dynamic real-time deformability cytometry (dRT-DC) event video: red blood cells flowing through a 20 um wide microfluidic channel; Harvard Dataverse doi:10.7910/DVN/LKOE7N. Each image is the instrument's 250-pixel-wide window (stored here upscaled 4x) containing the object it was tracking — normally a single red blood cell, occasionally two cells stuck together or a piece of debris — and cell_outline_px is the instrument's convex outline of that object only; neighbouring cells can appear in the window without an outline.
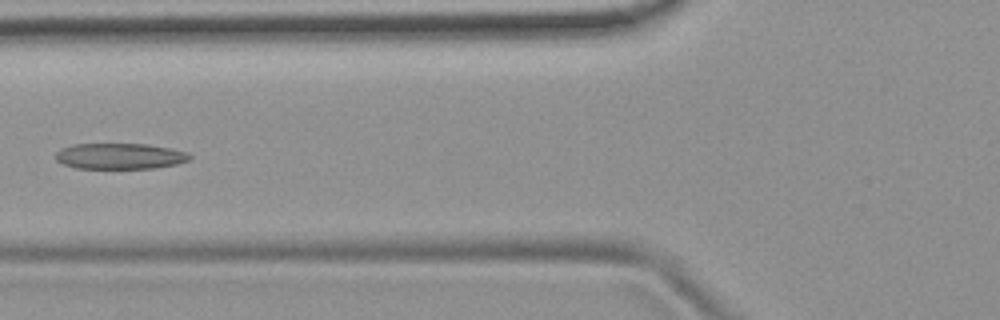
{"species": "common noctule bat (a hibernating species)", "species_latin": "Nyctalus noctula", "temperature_condition": "room temperature", "stored_images_in_passage": 5, "camera_frame_rate_fps": 3000, "um_per_image_px": 0.085, "animal": {"sex": "female", "body_mass_g": 19.9}, "frame": {"image": 1, "passage_image": 4, "time_ms": 4.667, "image_size_px": [1000, 320], "cell_outline_px": [[192, 156], [188, 160], [176, 164], [156, 168], [76, 168], [64, 164], [56, 160], [56, 152], [60, 148], [72, 144], [148, 144], [172, 148], [188, 152]], "centroid_in_image_um": [10.2, 13.26], "position_along_channel_um": 115.6, "area_um2": 20.29}}
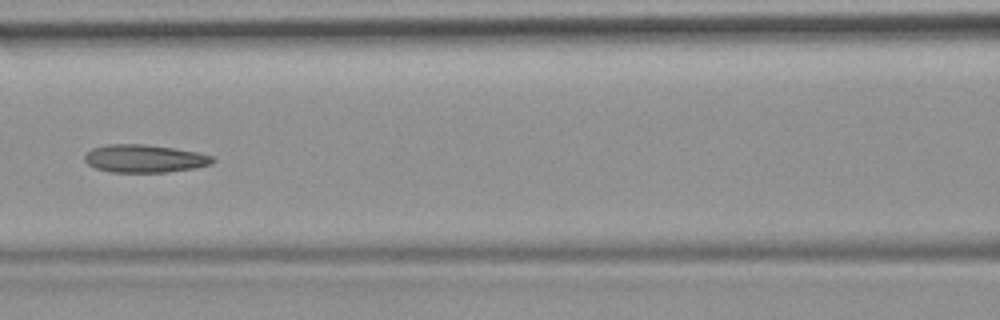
{"frame": {"image": 2, "passage_image": 5, "time_ms": 5.667, "image_size_px": [1000, 320], "cell_outline_px": [[216, 160], [212, 164], [196, 168], [164, 172], [112, 172], [96, 168], [88, 164], [84, 160], [84, 156], [92, 148], [108, 144], [144, 144], [176, 148], [196, 152], [212, 156]], "centroid_in_image_um": [12.3, 13.47], "position_along_channel_um": 154.3, "area_um2": 20.81}}